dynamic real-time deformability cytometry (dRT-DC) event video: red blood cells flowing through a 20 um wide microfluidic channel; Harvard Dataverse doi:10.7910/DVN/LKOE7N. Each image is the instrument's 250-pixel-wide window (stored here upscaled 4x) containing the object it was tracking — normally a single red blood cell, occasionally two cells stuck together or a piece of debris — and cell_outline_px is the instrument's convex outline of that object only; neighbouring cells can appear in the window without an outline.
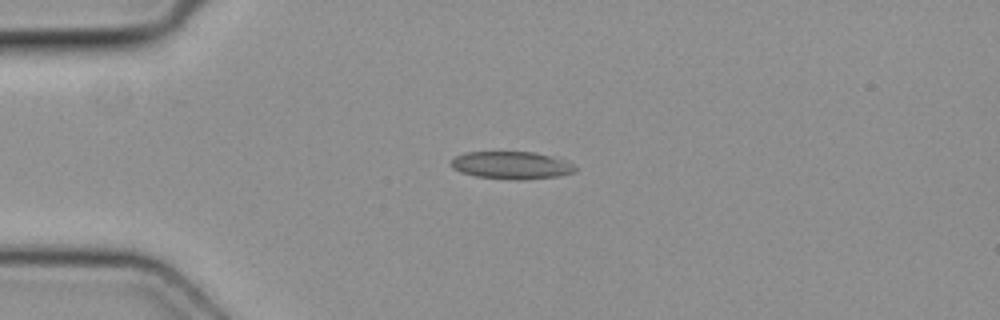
{"species": "common noctule bat (a hibernating species)", "species_latin": "Nyctalus noctula", "temperature_condition": "cold", "stored_images_in_passage": 6, "camera_frame_rate_fps": 3000, "um_per_image_px": 0.085, "animal": {"sex": "female", "body_mass_g": 19.3, "forearm_length_mm": 54.1}, "frame": {"image": 1, "passage_image": 4, "time_ms": 1.0, "image_size_px": [1000, 320], "cell_outline_px": [[576, 172], [556, 176], [524, 180], [516, 180], [476, 176], [460, 172], [452, 168], [452, 160], [456, 156], [464, 152], [532, 152], [548, 156], [572, 164], [576, 168]], "centroid_in_image_um": [43.43, 14.05], "position_along_channel_um": 41.6, "area_um2": 19.59}}
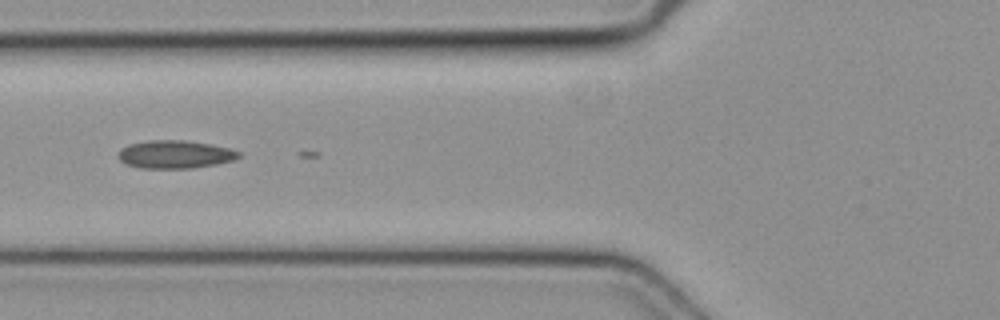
{"frame": {"image": 2, "passage_image": 6, "time_ms": 1.667, "image_size_px": [1000, 320], "cell_outline_px": [[240, 156], [232, 160], [216, 164], [192, 168], [140, 168], [124, 164], [120, 160], [120, 148], [128, 144], [148, 140], [184, 140], [208, 144], [228, 148], [240, 152]], "centroid_in_image_um": [14.83, 13.12], "position_along_channel_um": 111.0, "area_um2": 19.54}}